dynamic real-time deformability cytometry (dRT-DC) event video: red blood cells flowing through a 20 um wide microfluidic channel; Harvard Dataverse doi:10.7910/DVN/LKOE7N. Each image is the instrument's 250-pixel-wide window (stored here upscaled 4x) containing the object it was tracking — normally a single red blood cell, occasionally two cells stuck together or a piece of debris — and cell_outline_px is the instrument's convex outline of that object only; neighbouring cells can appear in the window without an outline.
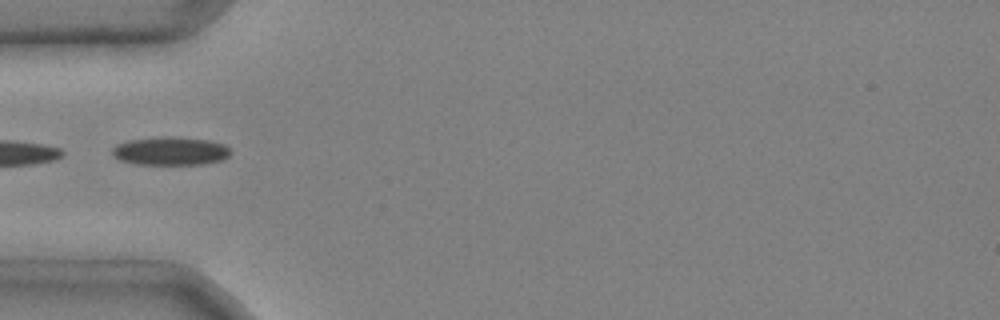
{"species": "common noctule bat (a hibernating species)", "species_latin": "Nyctalus noctula", "temperature_condition": "cold", "stored_images_in_passage": 23, "camera_frame_rate_fps": 3000, "um_per_image_px": 0.085, "animal": {"sex": "male", "body_mass_g": 20.4}, "frame": {"image": 1, "passage_image": 1, "time_ms": 0.0, "image_size_px": [1000, 320], "cell_outline_px": [[232, 152], [228, 156], [220, 160], [204, 164], [132, 164], [120, 160], [112, 156], [112, 148], [116, 144], [128, 140], [160, 136], [172, 136], [208, 140], [224, 144]], "centroid_in_image_um": [14.44, 12.83], "position_along_channel_um": 70.6, "area_um2": 19.71}}